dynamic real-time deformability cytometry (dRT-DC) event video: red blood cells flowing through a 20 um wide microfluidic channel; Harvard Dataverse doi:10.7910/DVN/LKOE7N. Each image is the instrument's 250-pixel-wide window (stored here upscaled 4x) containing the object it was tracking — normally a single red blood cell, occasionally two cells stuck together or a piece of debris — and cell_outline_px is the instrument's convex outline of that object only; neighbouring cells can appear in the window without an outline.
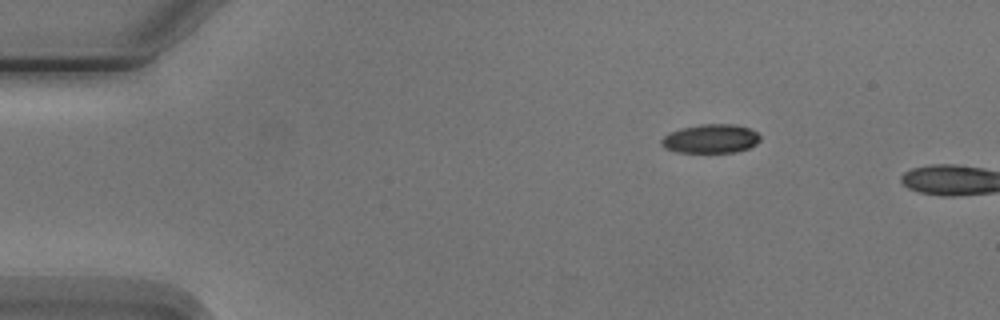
{"species": "Egyptian fruit bat (a non-hibernating species)", "species_latin": "Rousettus aegyptiacus", "temperature_condition": "cold", "stored_images_in_passage": 3, "camera_frame_rate_fps": 3000, "um_per_image_px": 0.085, "animal": {"sex": "male"}, "frame": {"image": 1, "passage_image": 1, "time_ms": 0.0, "image_size_px": [1000, 320], "cell_outline_px": [[760, 140], [756, 144], [748, 148], [736, 152], [676, 152], [664, 148], [660, 144], [660, 140], [668, 132], [680, 128], [700, 124], [736, 124], [748, 128], [756, 132], [760, 136]], "centroid_in_image_um": [60.37, 11.78], "position_along_channel_um": 24.6, "area_um2": 16.76}}